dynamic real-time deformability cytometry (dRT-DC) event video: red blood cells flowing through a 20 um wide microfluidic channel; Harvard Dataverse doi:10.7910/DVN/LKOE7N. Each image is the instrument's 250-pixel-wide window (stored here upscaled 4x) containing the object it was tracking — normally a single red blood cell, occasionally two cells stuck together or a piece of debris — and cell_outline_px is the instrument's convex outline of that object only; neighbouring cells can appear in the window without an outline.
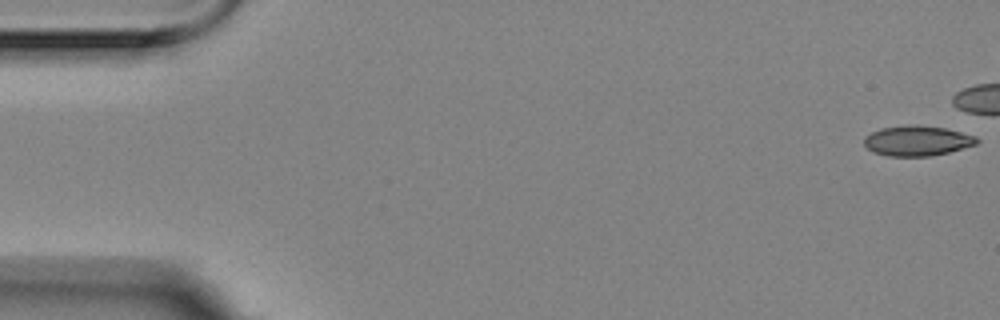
{"species": "Egyptian fruit bat (a non-hibernating species)", "species_latin": "Rousettus aegyptiacus", "temperature_condition": "room temperature", "stored_images_in_passage": 45, "camera_frame_rate_fps": 3000, "um_per_image_px": 0.085, "animal": {"sex": "female"}, "frame": {"image": 1, "passage_image": 1, "time_ms": 0.0, "image_size_px": [1000, 320], "cell_outline_px": [[980, 140], [976, 144], [948, 152], [932, 156], [888, 156], [872, 152], [864, 144], [864, 136], [880, 128], [944, 128], [976, 136]], "centroid_in_image_um": [77.95, 12.02], "position_along_channel_um": 7.0, "area_um2": 18.84}}
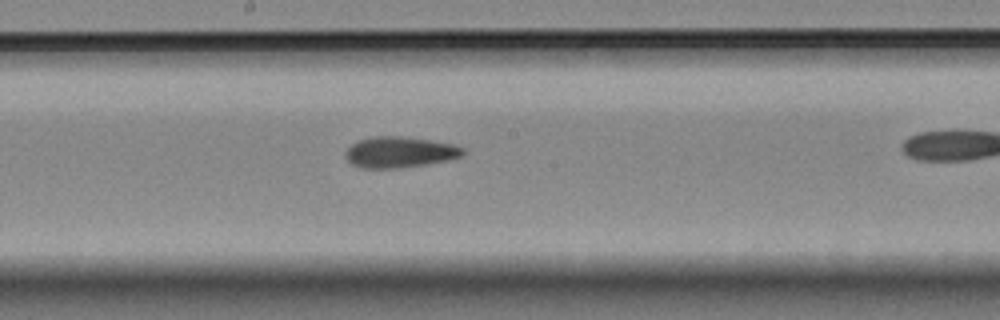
{"frame": {"image": 2, "passage_image": 30, "time_ms": 9.667, "image_size_px": [1000, 320], "cell_outline_px": [[464, 156], [448, 160], [428, 164], [400, 168], [360, 168], [352, 164], [344, 156], [344, 152], [352, 144], [360, 140], [372, 136], [400, 136], [428, 140], [452, 144], [464, 148]], "centroid_in_image_um": [33.96, 12.94], "position_along_channel_um": 214.2, "area_um2": 21.21}}
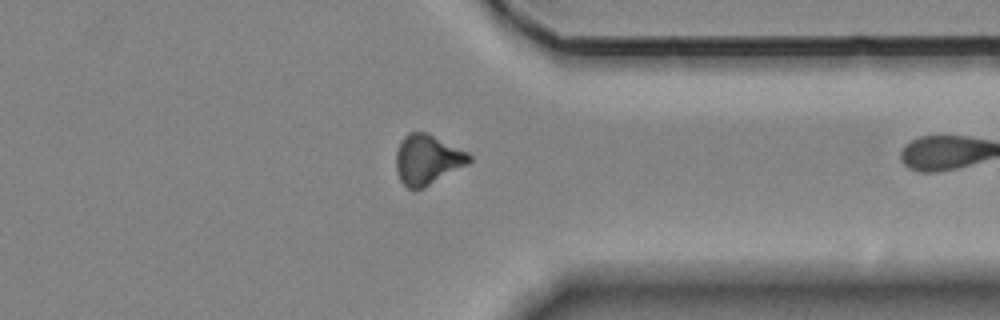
{"frame": {"image": 3, "passage_image": 44, "time_ms": 14.333, "image_size_px": [1000, 320], "cell_outline_px": [[472, 160], [468, 164], [424, 188], [408, 188], [400, 180], [396, 172], [396, 152], [400, 140], [408, 132], [428, 132], [468, 152], [472, 156]], "centroid_in_image_um": [36.33, 13.54], "position_along_channel_um": 375.1, "area_um2": 21.44}}